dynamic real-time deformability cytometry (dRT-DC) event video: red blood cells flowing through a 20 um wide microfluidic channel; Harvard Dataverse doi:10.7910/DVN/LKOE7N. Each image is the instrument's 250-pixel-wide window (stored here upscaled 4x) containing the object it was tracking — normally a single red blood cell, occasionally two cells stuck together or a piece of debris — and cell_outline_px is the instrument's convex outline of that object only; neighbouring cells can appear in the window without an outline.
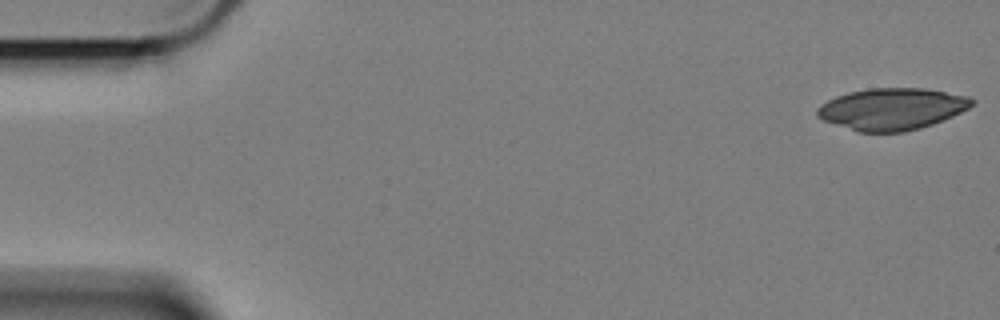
{"species": "Egyptian fruit bat (a non-hibernating species)", "species_latin": "Rousettus aegyptiacus", "temperature_condition": "cold", "stored_images_in_passage": 9, "camera_frame_rate_fps": 3000, "um_per_image_px": 0.085, "animal": {"sex": "female"}, "frame": {"image": 1, "passage_image": 1, "time_ms": 0.0, "image_size_px": [1000, 320], "cell_outline_px": [[976, 100], [968, 108], [952, 116], [932, 124], [920, 128], [904, 132], [856, 132], [824, 120], [816, 116], [816, 108], [820, 104], [836, 96], [848, 92], [868, 88], [924, 88], [968, 96]], "centroid_in_image_um": [75.78, 9.26], "position_along_channel_um": 9.2, "area_um2": 37.69}}